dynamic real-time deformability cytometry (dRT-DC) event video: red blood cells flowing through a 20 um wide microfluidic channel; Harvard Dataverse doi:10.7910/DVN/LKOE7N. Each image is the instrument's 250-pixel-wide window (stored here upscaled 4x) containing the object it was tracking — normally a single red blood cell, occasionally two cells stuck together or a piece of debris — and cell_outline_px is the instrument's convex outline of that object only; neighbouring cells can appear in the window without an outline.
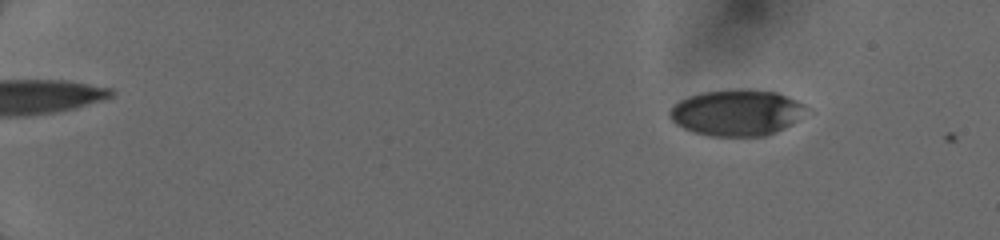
{"species": "human", "species_latin": "Homo sapiens", "temperature_condition": "cold", "stored_images_in_passage": 28, "camera_frame_rate_fps": 3000, "um_per_image_px": 0.085, "donor": {"sex": "female"}, "frame": {"image": 1, "passage_image": 7, "time_ms": 2.0, "image_size_px": [1000, 240], "cell_outline_px": [[812, 112], [792, 124], [768, 136], [708, 136], [692, 132], [676, 124], [668, 116], [668, 112], [680, 100], [688, 96], [704, 92], [776, 92], [796, 100], [804, 104]], "centroid_in_image_um": [62.67, 9.64], "position_along_channel_um": 22.3, "area_um2": 36.18}}